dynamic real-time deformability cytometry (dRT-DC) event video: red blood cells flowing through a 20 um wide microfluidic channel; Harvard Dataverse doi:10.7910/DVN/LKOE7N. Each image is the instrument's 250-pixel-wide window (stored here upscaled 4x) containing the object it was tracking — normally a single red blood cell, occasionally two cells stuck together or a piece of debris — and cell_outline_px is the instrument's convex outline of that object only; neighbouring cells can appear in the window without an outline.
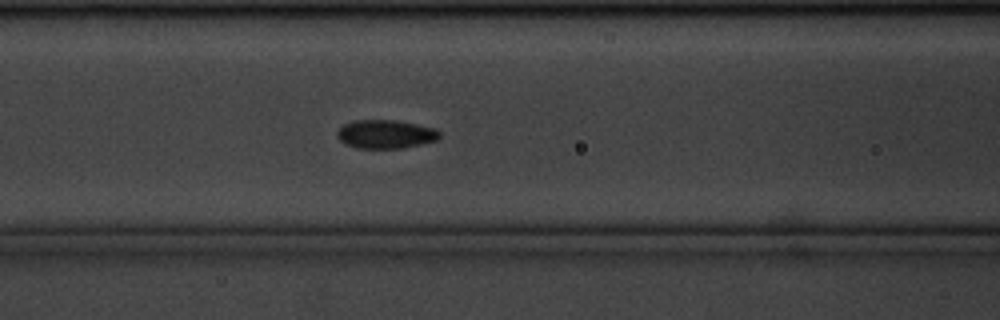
{"species": "common noctule bat (a hibernating species)", "species_latin": "Nyctalus noctula", "temperature_condition": "cold", "stored_images_in_passage": 39, "camera_frame_rate_fps": 3000, "um_per_image_px": 0.085, "animal": {"sex": "male", "body_mass_g": 20.1, "forearm_length_mm": 53.5}, "frame": {"image": 1, "passage_image": 12, "time_ms": 3.667, "image_size_px": [1000, 320], "cell_outline_px": [[440, 136], [436, 140], [420, 144], [400, 148], [356, 148], [344, 144], [336, 136], [336, 132], [344, 124], [352, 120], [396, 120], [436, 128], [440, 132]], "centroid_in_image_um": [32.74, 11.4], "position_along_channel_um": 133.9, "area_um2": 17.11}}
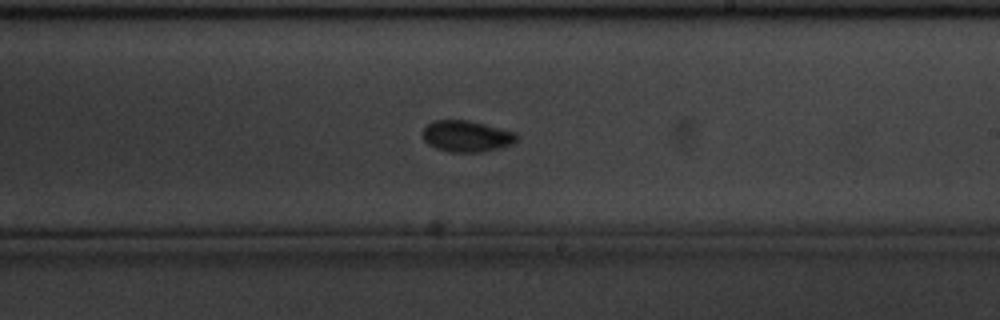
{"frame": {"image": 2, "passage_image": 22, "time_ms": 7.0, "image_size_px": [1000, 320], "cell_outline_px": [[516, 140], [512, 144], [484, 152], [448, 152], [436, 148], [428, 144], [424, 140], [424, 128], [432, 120], [468, 120], [516, 132]], "centroid_in_image_um": [39.65, 11.58], "position_along_channel_um": 249.4, "area_um2": 17.05}}
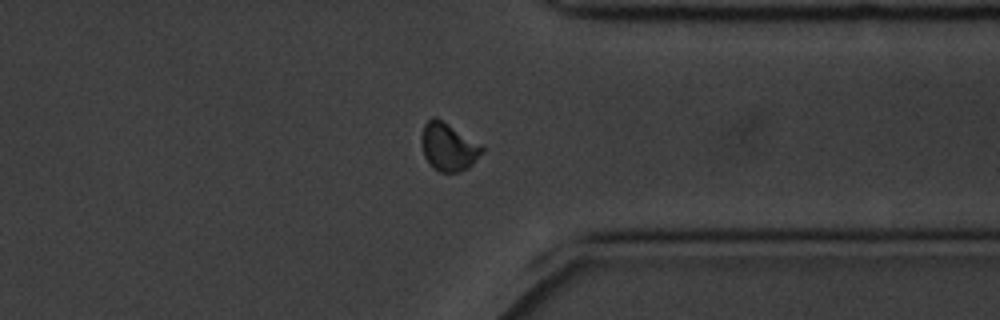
{"frame": {"image": 3, "passage_image": 33, "time_ms": 10.667, "image_size_px": [1000, 320], "cell_outline_px": [[484, 152], [468, 168], [460, 172], [440, 172], [424, 156], [420, 140], [420, 136], [424, 124], [432, 116], [436, 116], [480, 144], [484, 148]], "centroid_in_image_um": [38.1, 12.46], "position_along_channel_um": 373.3, "area_um2": 16.82}, "authors_computed_cell_mechanics": {"area_um2": 16.9932, "velocity_mm_per_s": 3.4722, "shape_relaxation_time_tau1_ms": null, "shape_relaxation_time_tau2_ms": 2.8111, "deformation_change_tau1": null, "deformation_change_tau2": 0.0473}}